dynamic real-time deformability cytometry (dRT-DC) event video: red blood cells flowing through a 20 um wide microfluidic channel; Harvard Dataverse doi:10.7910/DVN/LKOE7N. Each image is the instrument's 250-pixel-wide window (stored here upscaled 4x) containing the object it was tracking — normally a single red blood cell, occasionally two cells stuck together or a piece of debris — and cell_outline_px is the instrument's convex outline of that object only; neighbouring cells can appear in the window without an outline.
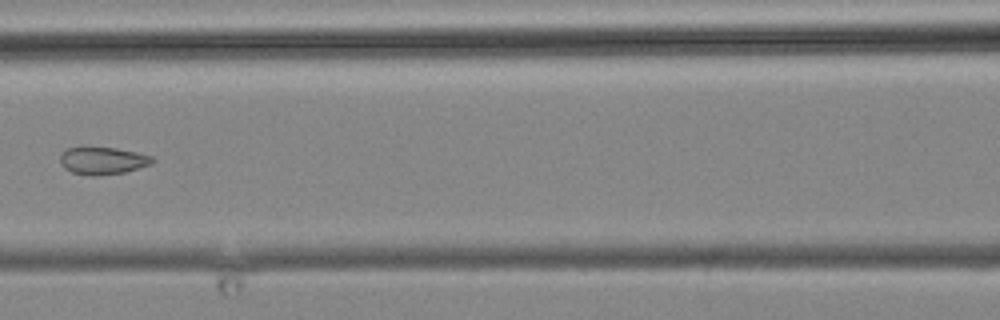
{"species": "common noctule bat (a hibernating species)", "species_latin": "Nyctalus noctula", "temperature_condition": "cold", "stored_images_in_passage": 10, "camera_frame_rate_fps": 3000, "um_per_image_px": 0.085, "animal": {"sex": "male", "body_mass_g": 19.2, "forearm_length_mm": 51.8}, "frame": {"image": 1, "passage_image": 9, "time_ms": 12.333, "image_size_px": [1000, 320], "cell_outline_px": [[156, 160], [152, 164], [124, 172], [96, 176], [92, 176], [72, 172], [64, 168], [60, 164], [60, 152], [64, 148], [80, 144], [88, 144], [116, 148], [136, 152], [152, 156]], "centroid_in_image_um": [8.65, 13.59], "position_along_channel_um": 158.0, "area_um2": 15.61}}
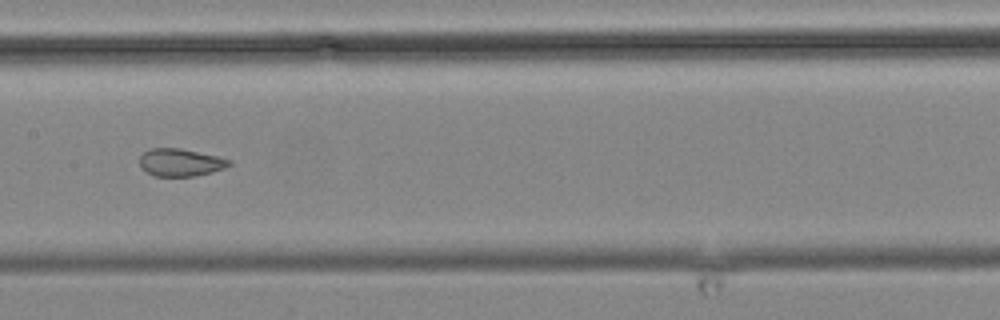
{"frame": {"image": 2, "passage_image": 10, "time_ms": 13.333, "image_size_px": [1000, 320], "cell_outline_px": [[232, 164], [224, 168], [212, 172], [192, 176], [152, 176], [140, 164], [140, 156], [144, 152], [152, 148], [180, 148], [216, 156], [232, 160]], "centroid_in_image_um": [15.35, 13.8], "position_along_channel_um": 192.0, "area_um2": 14.22}}